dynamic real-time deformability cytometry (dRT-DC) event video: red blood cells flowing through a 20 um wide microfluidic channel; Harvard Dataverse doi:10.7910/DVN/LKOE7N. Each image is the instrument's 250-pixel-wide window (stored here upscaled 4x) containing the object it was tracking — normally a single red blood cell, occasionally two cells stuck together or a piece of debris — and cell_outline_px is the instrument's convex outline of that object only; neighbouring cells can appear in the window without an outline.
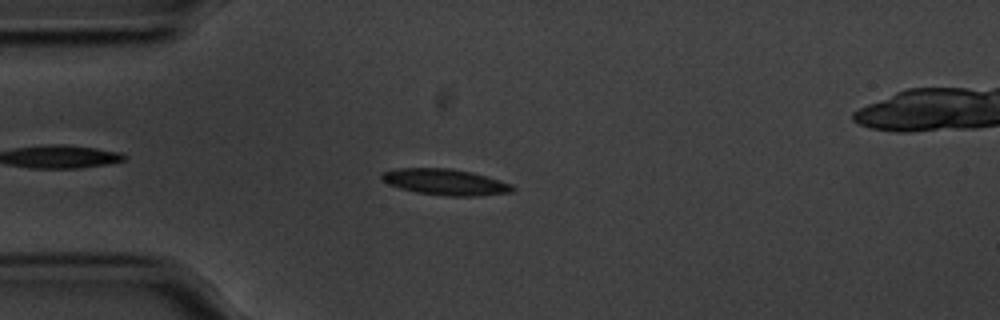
{"species": "common noctule bat (a hibernating species)", "species_latin": "Nyctalus noctula", "temperature_condition": "cold", "stored_images_in_passage": 57, "camera_frame_rate_fps": 3000, "um_per_image_px": 0.085, "animal": {"sex": "male", "body_mass_g": 20.1, "forearm_length_mm": 53.5}, "frame": {"image": 1, "passage_image": 14, "time_ms": 4.333, "image_size_px": [1000, 320], "cell_outline_px": [[516, 188], [512, 192], [476, 196], [448, 196], [416, 192], [400, 188], [388, 184], [380, 180], [380, 176], [384, 172], [400, 168], [448, 168], [472, 172], [500, 180], [512, 184]], "centroid_in_image_um": [37.86, 15.47], "position_along_channel_um": 47.1, "area_um2": 19.88}}
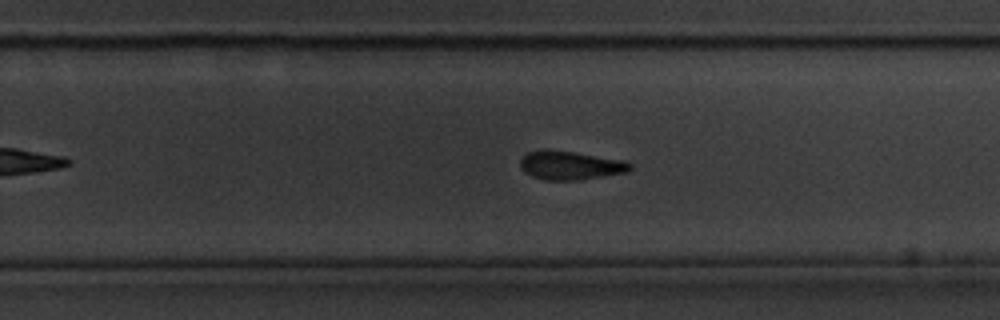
{"frame": {"image": 2, "passage_image": 35, "time_ms": 11.333, "image_size_px": [1000, 320], "cell_outline_px": [[632, 168], [628, 172], [580, 180], [544, 180], [532, 176], [524, 172], [520, 168], [520, 160], [528, 152], [548, 148], [628, 160], [632, 164]], "centroid_in_image_um": [48.51, 14.04], "position_along_channel_um": 281.3, "area_um2": 18.79}}
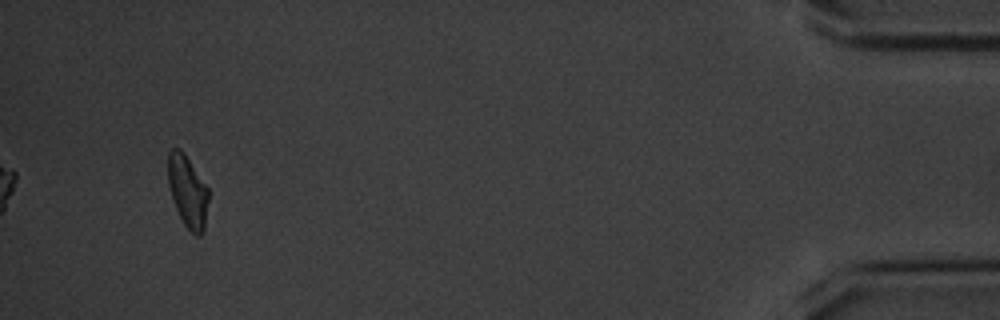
{"frame": {"image": 3, "passage_image": 53, "time_ms": 17.333, "image_size_px": [1000, 320], "cell_outline_px": [[208, 200], [204, 232], [200, 236], [196, 236], [184, 224], [172, 200], [168, 184], [168, 152], [172, 148], [180, 148], [184, 152], [208, 188]], "centroid_in_image_um": [15.94, 16.26], "position_along_channel_um": 419.3, "area_um2": 16.99}, "authors_computed_cell_mechanics": {"area_um2": 18.207, "velocity_mm_per_s": 3.5295, "shape_relaxation_time_tau1_ms": 2.3126, "shape_relaxation_time_tau2_ms": 4.7976, "deformation_change_tau1": 0.1187, "deformation_change_tau2": 0.1126}}